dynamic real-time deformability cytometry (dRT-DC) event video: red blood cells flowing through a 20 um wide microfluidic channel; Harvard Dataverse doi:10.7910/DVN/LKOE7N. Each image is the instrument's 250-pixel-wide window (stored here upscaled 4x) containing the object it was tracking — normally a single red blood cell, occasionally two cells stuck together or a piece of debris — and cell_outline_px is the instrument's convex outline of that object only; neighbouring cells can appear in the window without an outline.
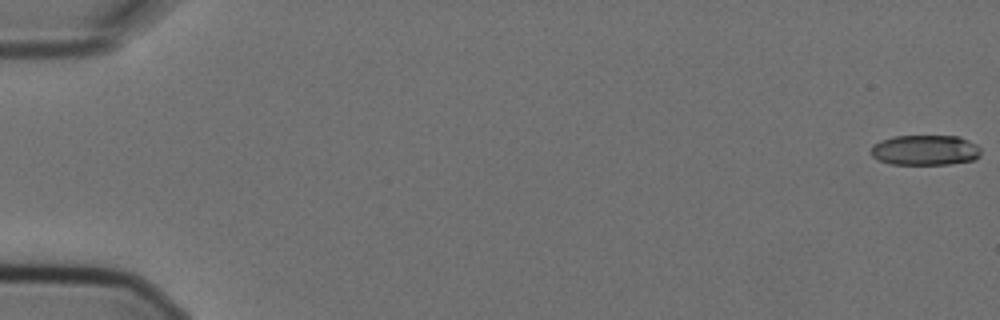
{"species": "Egyptian fruit bat (a non-hibernating species)", "species_latin": "Rousettus aegyptiacus", "temperature_condition": "cold", "stored_images_in_passage": 15, "segment_of_instrument_passage": [1, 2], "camera_frame_rate_fps": 3000, "um_per_image_px": 0.085, "animal": {"sex": "female"}, "frame": {"image": 1, "passage_image": 1, "time_ms": 0.0, "image_size_px": [1000, 320], "cell_outline_px": [[980, 156], [976, 160], [952, 164], [892, 164], [876, 160], [872, 156], [872, 144], [880, 140], [892, 136], [960, 136], [976, 144], [980, 148]], "centroid_in_image_um": [78.64, 12.76], "position_along_channel_um": 6.4, "area_um2": 19.65}}
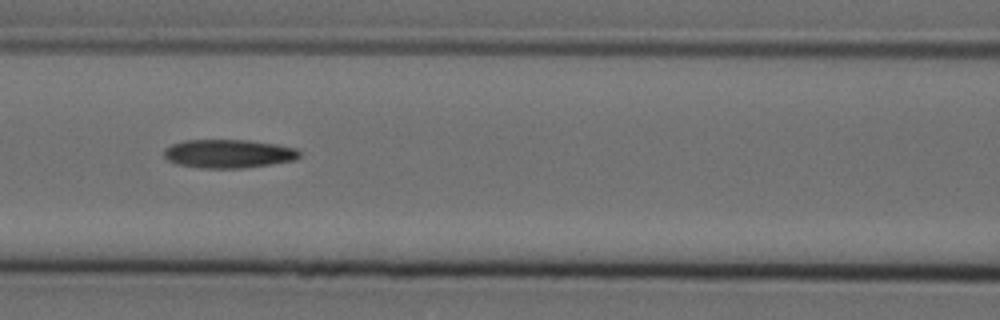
{"frame": {"image": 2, "passage_image": 7, "time_ms": 2.0, "image_size_px": [1000, 320], "cell_outline_px": [[300, 156], [296, 160], [272, 164], [244, 168], [200, 168], [176, 164], [168, 160], [164, 156], [164, 148], [172, 144], [184, 140], [248, 140], [276, 144], [296, 148], [300, 152]], "centroid_in_image_um": [19.42, 13.07], "position_along_channel_um": 147.2, "area_um2": 22.72}}
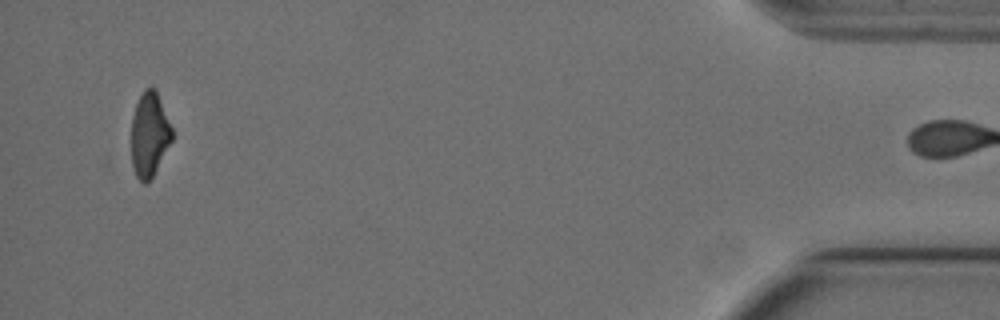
{"frame": {"image": 3, "passage_image": 14, "time_ms": 4.333, "image_size_px": [1000, 320], "cell_outline_px": [[172, 140], [152, 176], [144, 184], [136, 176], [132, 164], [132, 116], [136, 104], [144, 88], [156, 88], [172, 128]], "centroid_in_image_um": [12.7, 11.4], "position_along_channel_um": 422.5, "area_um2": 19.71}}